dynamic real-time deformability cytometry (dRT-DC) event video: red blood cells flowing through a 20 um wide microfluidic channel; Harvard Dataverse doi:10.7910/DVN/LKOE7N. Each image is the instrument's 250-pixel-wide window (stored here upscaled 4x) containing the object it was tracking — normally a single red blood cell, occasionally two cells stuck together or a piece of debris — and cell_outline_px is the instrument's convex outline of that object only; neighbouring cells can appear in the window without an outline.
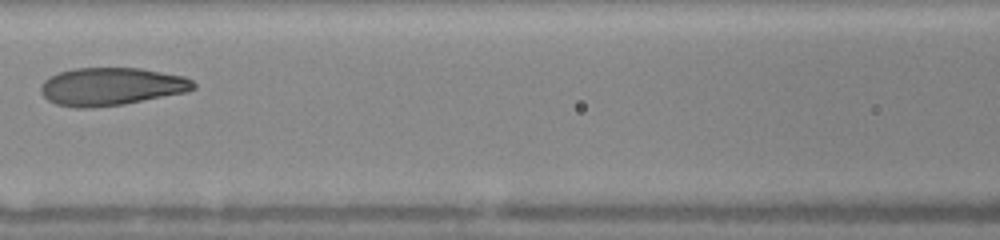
{"species": "human", "species_latin": "Homo sapiens", "temperature_condition": "warm", "stored_images_in_passage": 16, "camera_frame_rate_fps": 3000, "um_per_image_px": 0.085, "donor": {"sex": "female"}, "frame": {"image": 1, "passage_image": 5, "time_ms": 4.0, "image_size_px": [1000, 240], "cell_outline_px": [[196, 88], [184, 92], [124, 104], [88, 108], [76, 108], [56, 104], [48, 100], [40, 92], [40, 84], [48, 76], [56, 72], [72, 68], [140, 68], [184, 76], [192, 80], [196, 84]], "centroid_in_image_um": [9.4, 7.34], "position_along_channel_um": 157.2, "area_um2": 33.81}}
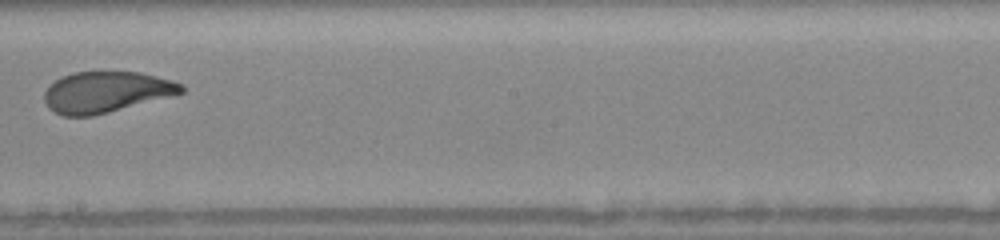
{"frame": {"image": 2, "passage_image": 7, "time_ms": 6.0, "image_size_px": [1000, 240], "cell_outline_px": [[184, 92], [172, 96], [92, 116], [64, 116], [48, 108], [44, 100], [44, 92], [56, 80], [64, 76], [76, 72], [140, 72], [172, 80], [184, 84]], "centroid_in_image_um": [9.05, 7.82], "position_along_channel_um": 239.2, "area_um2": 32.48}, "authors_computed_cell_mechanics": {"area_um2": 34.0153, "velocity_mm_per_s": 4.1079, "shape_relaxation_time_tau1_ms": 3.4295, "shape_relaxation_time_tau2_ms": 0.4753, "deformation_change_tau1": 0.1389, "deformation_change_tau2": 0.0514}}